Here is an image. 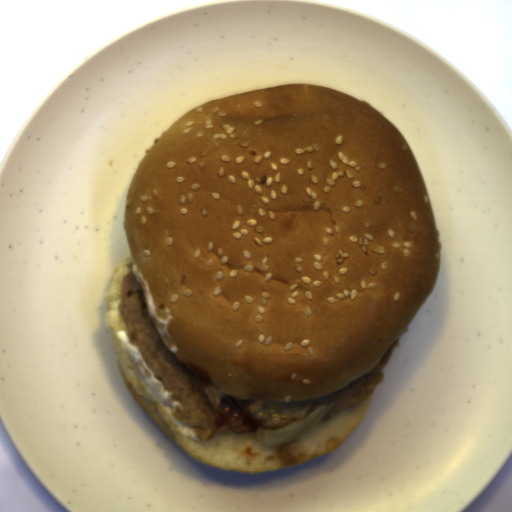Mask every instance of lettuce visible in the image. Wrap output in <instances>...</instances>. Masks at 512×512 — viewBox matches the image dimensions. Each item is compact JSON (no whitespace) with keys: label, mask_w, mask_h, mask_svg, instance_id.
Masks as SVG:
<instances>
[{"label":"lettuce","mask_w":512,"mask_h":512,"mask_svg":"<svg viewBox=\"0 0 512 512\" xmlns=\"http://www.w3.org/2000/svg\"><path fill=\"white\" fill-rule=\"evenodd\" d=\"M336 400L317 407V399L311 401L267 402L253 414L258 427L254 431L260 445L274 447L290 443L328 415Z\"/></svg>","instance_id":"lettuce-1"}]
</instances>
